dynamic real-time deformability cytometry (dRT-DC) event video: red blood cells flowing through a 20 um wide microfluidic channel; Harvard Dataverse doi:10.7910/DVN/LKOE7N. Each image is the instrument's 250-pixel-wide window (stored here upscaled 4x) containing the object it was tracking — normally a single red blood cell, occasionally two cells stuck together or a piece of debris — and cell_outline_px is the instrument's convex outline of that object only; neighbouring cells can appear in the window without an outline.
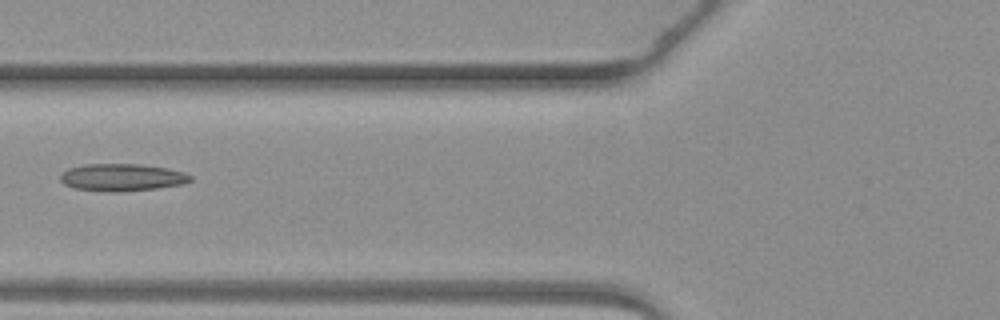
{"species": "common noctule bat (a hibernating species)", "species_latin": "Nyctalus noctula", "temperature_condition": "warm", "stored_images_in_passage": 6, "camera_frame_rate_fps": 3000, "um_per_image_px": 0.085, "animal": {"sex": "female", "body_mass_g": 19.3, "forearm_length_mm": 54.1}, "frame": {"image": 1, "passage_image": 6, "time_ms": 6.0, "image_size_px": [1000, 320], "cell_outline_px": [[192, 180], [184, 184], [156, 188], [120, 192], [112, 192], [76, 188], [64, 184], [60, 180], [60, 176], [68, 168], [84, 164], [140, 164], [164, 168], [184, 172], [192, 176]], "centroid_in_image_um": [10.38, 15.07], "position_along_channel_um": 115.4, "area_um2": 20.58}}